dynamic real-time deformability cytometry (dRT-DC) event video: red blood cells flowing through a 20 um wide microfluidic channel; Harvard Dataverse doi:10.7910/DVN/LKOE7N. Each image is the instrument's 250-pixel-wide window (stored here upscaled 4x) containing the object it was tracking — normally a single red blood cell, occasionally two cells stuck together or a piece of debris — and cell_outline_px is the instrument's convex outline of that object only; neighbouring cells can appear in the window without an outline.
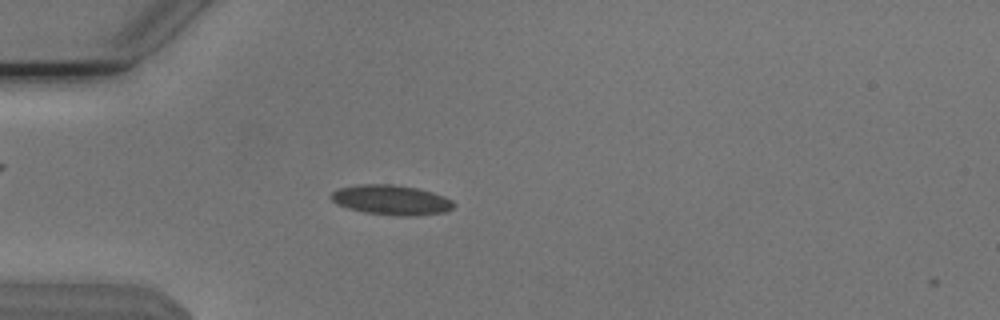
{"species": "Egyptian fruit bat (a non-hibernating species)", "species_latin": "Rousettus aegyptiacus", "temperature_condition": "cold", "stored_images_in_passage": 39, "camera_frame_rate_fps": 3000, "um_per_image_px": 0.085, "animal": {"sex": "male"}, "frame": {"image": 1, "passage_image": 1, "time_ms": 0.0, "image_size_px": [1000, 320], "cell_outline_px": [[456, 204], [452, 208], [444, 212], [416, 216], [396, 216], [364, 212], [348, 208], [336, 204], [328, 196], [332, 192], [340, 188], [356, 184], [392, 184], [416, 188], [432, 192], [444, 196], [452, 200]], "centroid_in_image_um": [33.24, 17.0], "position_along_channel_um": 51.8, "area_um2": 21.5}}
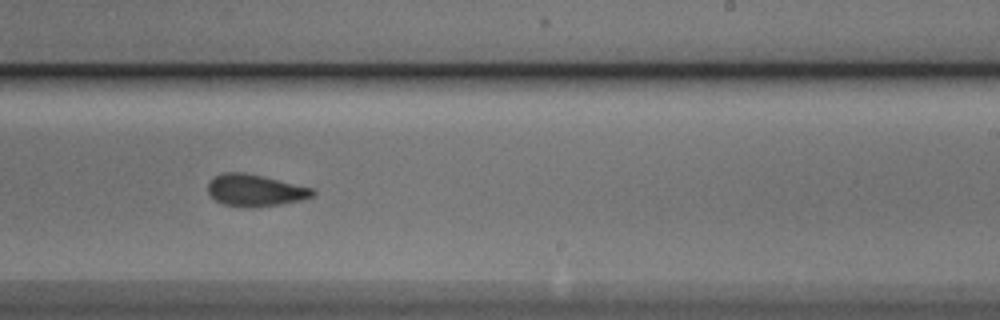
{"frame": {"image": 2, "passage_image": 19, "time_ms": 6.0, "image_size_px": [1000, 320], "cell_outline_px": [[316, 192], [312, 196], [304, 200], [280, 204], [248, 208], [224, 204], [216, 200], [208, 192], [208, 184], [216, 176], [224, 172], [244, 172], [264, 176], [312, 188]], "centroid_in_image_um": [21.71, 16.18], "position_along_channel_um": 267.3, "area_um2": 19.36}}
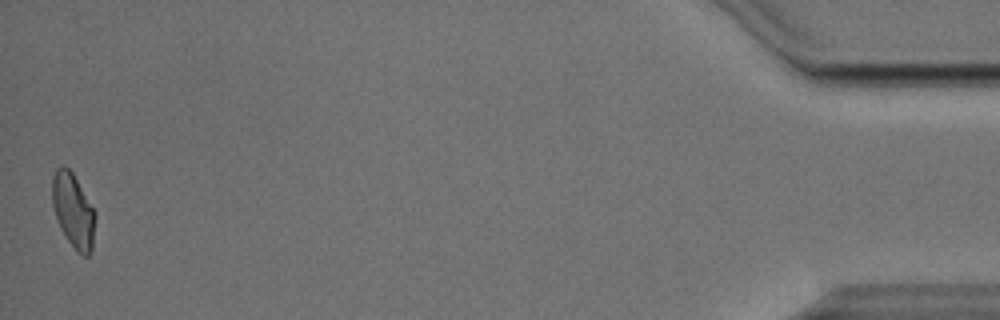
{"frame": {"image": 3, "passage_image": 39, "time_ms": 12.667, "image_size_px": [1000, 320], "cell_outline_px": [[96, 216], [92, 252], [88, 256], [84, 256], [76, 252], [60, 228], [52, 204], [52, 176], [56, 168], [60, 164], [64, 164], [72, 172], [96, 212]], "centroid_in_image_um": [6.23, 17.9], "position_along_channel_um": 429.0, "area_um2": 18.9}, "authors_computed_cell_mechanics": {"area_um2": 19.652, "velocity_mm_per_s": 3.7972, "shape_relaxation_time_tau1_ms": 5.1354, "shape_relaxation_time_tau2_ms": 2.2423, "deformation_change_tau1": 0.148, "deformation_change_tau2": 0.0781}}